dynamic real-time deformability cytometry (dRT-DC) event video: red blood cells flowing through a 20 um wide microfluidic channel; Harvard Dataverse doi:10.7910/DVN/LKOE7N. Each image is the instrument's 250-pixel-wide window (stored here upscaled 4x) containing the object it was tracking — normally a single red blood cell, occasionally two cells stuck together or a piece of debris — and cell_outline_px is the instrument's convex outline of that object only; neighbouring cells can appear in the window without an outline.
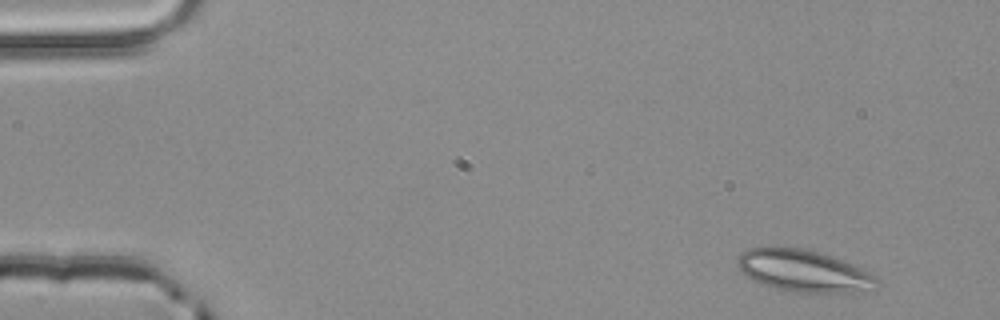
{"species": "common noctule bat (a hibernating species)", "species_latin": "Nyctalus noctula", "temperature_condition": "room temperature", "stored_images_in_passage": 3, "camera_frame_rate_fps": 3000, "um_per_image_px": 0.085, "animal": {"sex": "male", "body_mass_g": 20.4}, "frame": {"image": 1, "passage_image": 1, "time_ms": 0.0, "image_size_px": [1000, 320], "cell_outline_px": [[880, 284], [876, 292], [792, 292], [776, 288], [764, 284], [748, 276], [736, 264], [736, 256], [752, 248], [768, 244], [804, 248], [832, 256], [852, 264], [876, 276], [880, 280]], "centroid_in_image_um": [68.37, 23.0], "position_along_channel_um": 16.6, "area_um2": 34.68}}